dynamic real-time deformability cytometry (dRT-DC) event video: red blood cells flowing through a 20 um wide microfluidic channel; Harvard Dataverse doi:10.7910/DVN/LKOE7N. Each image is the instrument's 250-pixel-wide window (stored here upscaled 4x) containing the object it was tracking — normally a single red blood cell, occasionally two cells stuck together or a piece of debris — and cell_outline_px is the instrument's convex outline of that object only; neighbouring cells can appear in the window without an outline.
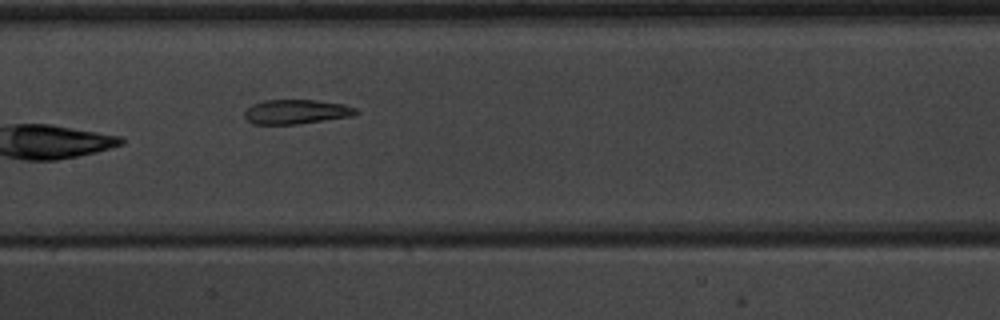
{"species": "common noctule bat (a hibernating species)", "species_latin": "Nyctalus noctula", "temperature_condition": "warm", "stored_images_in_passage": 8, "camera_frame_rate_fps": 3000, "um_per_image_px": 0.085, "animal": {"sex": "male", "body_mass_g": 20.1, "forearm_length_mm": 53.5}, "frame": {"image": 1, "passage_image": 7, "time_ms": 7.333, "image_size_px": [1000, 320], "cell_outline_px": [[360, 112], [352, 116], [296, 124], [252, 124], [244, 116], [244, 112], [252, 104], [264, 100], [316, 100], [344, 104], [356, 108]], "centroid_in_image_um": [25.18, 9.49], "position_along_channel_um": 182.2, "area_um2": 15.84}}